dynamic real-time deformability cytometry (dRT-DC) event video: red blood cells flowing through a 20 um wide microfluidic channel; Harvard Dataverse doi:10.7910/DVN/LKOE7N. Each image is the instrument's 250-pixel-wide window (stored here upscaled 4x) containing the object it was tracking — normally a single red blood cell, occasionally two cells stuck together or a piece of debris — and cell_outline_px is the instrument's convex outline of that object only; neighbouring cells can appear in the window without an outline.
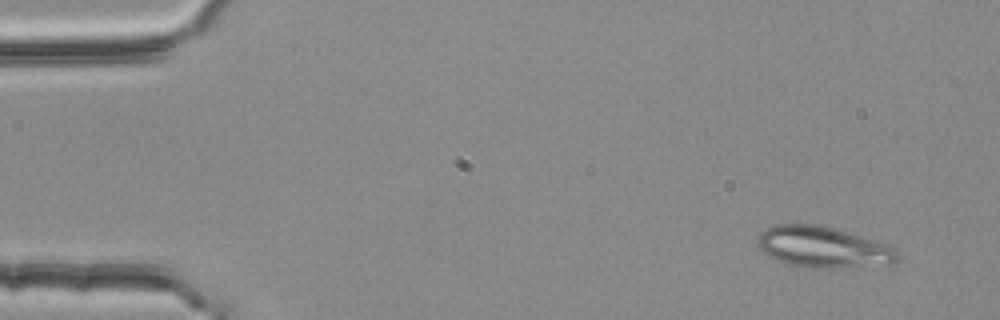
{"species": "common noctule bat (a hibernating species)", "species_latin": "Nyctalus noctula", "temperature_condition": "room temperature", "stored_images_in_passage": 4, "camera_frame_rate_fps": 3000, "um_per_image_px": 0.085, "animal": {"sex": "female", "body_mass_g": 25.1}, "frame": {"image": 1, "passage_image": 1, "time_ms": 0.0, "image_size_px": [1000, 320], "cell_outline_px": [[900, 260], [892, 264], [832, 268], [812, 268], [792, 264], [780, 260], [764, 252], [756, 244], [760, 232], [776, 224], [812, 224], [832, 228], [860, 236], [896, 248], [900, 256]], "centroid_in_image_um": [70.0, 21.01], "position_along_channel_um": 15.0, "area_um2": 32.95}}